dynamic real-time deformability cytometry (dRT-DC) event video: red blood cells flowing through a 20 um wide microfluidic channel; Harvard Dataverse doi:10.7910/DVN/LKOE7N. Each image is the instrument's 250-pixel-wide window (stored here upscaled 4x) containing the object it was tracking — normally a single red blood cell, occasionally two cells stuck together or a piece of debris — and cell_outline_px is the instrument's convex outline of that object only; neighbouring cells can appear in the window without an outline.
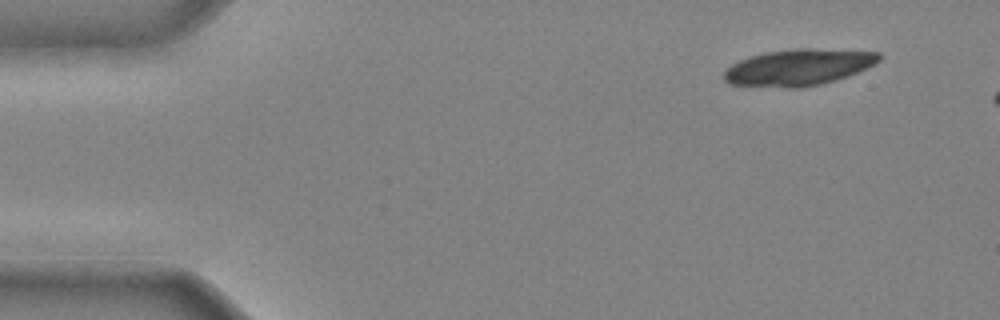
{"species": "common noctule bat (a hibernating species)", "species_latin": "Nyctalus noctula", "temperature_condition": "cold", "stored_images_in_passage": 7, "camera_frame_rate_fps": 3000, "um_per_image_px": 0.085, "animal": {"sex": "male", "body_mass_g": 20.4}, "frame": {"image": 1, "passage_image": 1, "time_ms": 0.0, "image_size_px": [1000, 320], "cell_outline_px": [[884, 56], [876, 64], [836, 80], [820, 84], [800, 88], [788, 88], [728, 84], [724, 80], [724, 72], [732, 64], [740, 60], [764, 52], [796, 48], [812, 48], [880, 52]], "centroid_in_image_um": [67.9, 5.72], "position_along_channel_um": 17.1, "area_um2": 33.0}}